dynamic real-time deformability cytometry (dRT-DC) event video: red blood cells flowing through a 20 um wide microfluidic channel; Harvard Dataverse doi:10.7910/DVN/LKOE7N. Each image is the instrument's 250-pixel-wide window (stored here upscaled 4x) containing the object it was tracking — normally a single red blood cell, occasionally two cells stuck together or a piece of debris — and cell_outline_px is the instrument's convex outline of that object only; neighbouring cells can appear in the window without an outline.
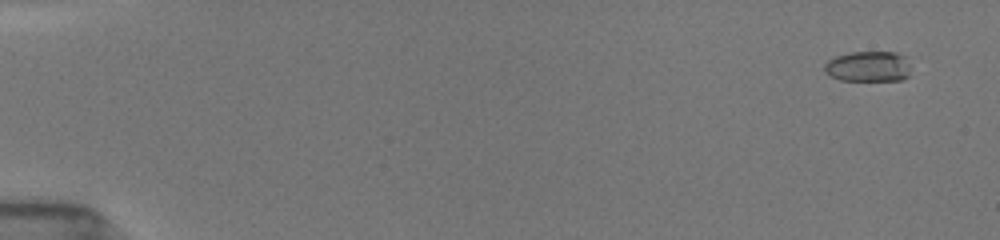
{"species": "common noctule bat (a hibernating species)", "species_latin": "Nyctalus noctula", "temperature_condition": "room temperature", "stored_images_in_passage": 12, "camera_frame_rate_fps": 3000, "um_per_image_px": 0.085, "animal": {"sex": "female", "body_mass_g": 19.5, "forearm_length_mm": 54.1}, "frame": {"image": 1, "passage_image": 4, "time_ms": 1.0, "image_size_px": [1000, 240], "cell_outline_px": [[908, 76], [904, 80], [840, 80], [824, 72], [824, 64], [828, 60], [836, 56], [852, 52], [896, 52], [904, 56]], "centroid_in_image_um": [73.74, 5.65], "position_along_channel_um": 11.3, "area_um2": 15.09}}
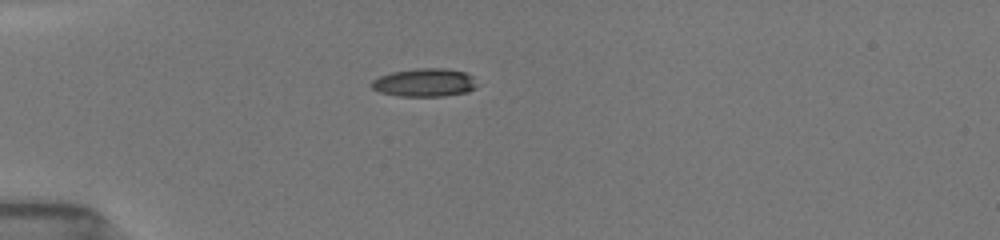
{"frame": {"image": 2, "passage_image": 10, "time_ms": 5.333, "image_size_px": [1000, 240], "cell_outline_px": [[476, 88], [468, 92], [444, 96], [400, 96], [380, 92], [372, 88], [372, 80], [380, 76], [392, 72], [416, 68], [444, 68], [464, 72], [472, 76], [476, 84]], "centroid_in_image_um": [36.1, 7.02], "position_along_channel_um": 48.9, "area_um2": 17.28}}
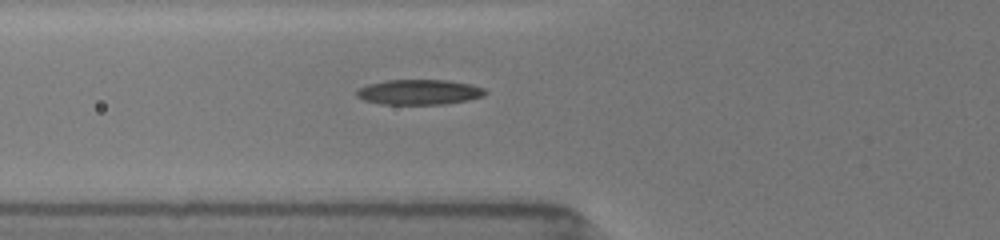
{"frame": {"image": 3, "passage_image": 12, "time_ms": 7.0, "image_size_px": [1000, 240], "cell_outline_px": [[488, 92], [484, 96], [468, 100], [444, 104], [380, 104], [364, 100], [356, 96], [356, 92], [360, 88], [368, 84], [388, 80], [448, 80], [472, 84], [484, 88]], "centroid_in_image_um": [35.66, 7.82], "position_along_channel_um": 90.1, "area_um2": 18.9}}